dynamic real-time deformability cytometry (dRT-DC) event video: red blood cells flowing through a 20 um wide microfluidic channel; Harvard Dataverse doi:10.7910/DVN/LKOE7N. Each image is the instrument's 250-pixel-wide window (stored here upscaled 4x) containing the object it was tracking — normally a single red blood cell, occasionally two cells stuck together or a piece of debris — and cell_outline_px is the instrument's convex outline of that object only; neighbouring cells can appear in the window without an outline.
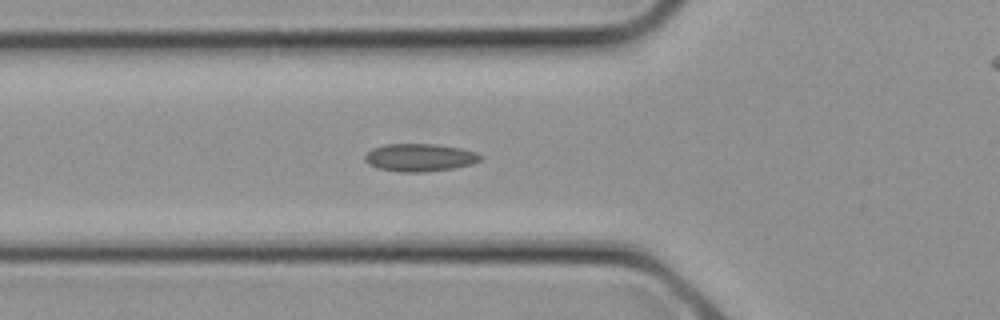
{"species": "common noctule bat (a hibernating species)", "species_latin": "Nyctalus noctula", "temperature_condition": "cold", "stored_images_in_passage": 12, "camera_frame_rate_fps": 3000, "um_per_image_px": 0.085, "animal": {"sex": "female", "body_mass_g": 21.9}, "frame": {"image": 1, "passage_image": 10, "time_ms": 3.0, "image_size_px": [1000, 320], "cell_outline_px": [[484, 156], [480, 160], [472, 164], [452, 168], [424, 172], [400, 172], [380, 168], [368, 164], [364, 160], [364, 156], [372, 148], [384, 144], [436, 144], [460, 148], [476, 152]], "centroid_in_image_um": [35.68, 13.38], "position_along_channel_um": 90.1, "area_um2": 18.67}}
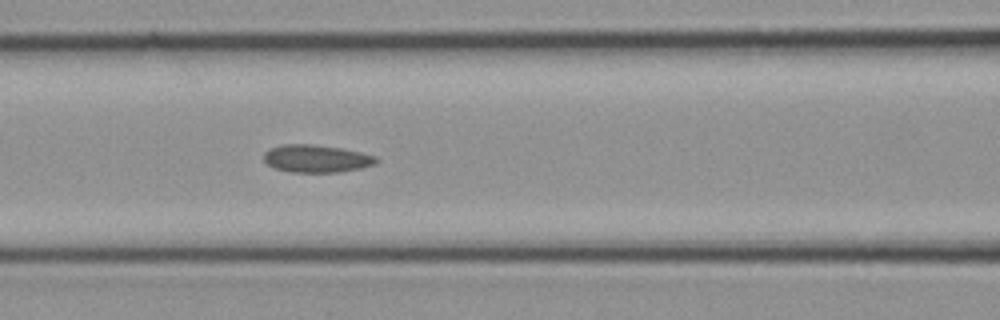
{"frame": {"image": 2, "passage_image": 12, "time_ms": 3.667, "image_size_px": [1000, 320], "cell_outline_px": [[380, 160], [376, 164], [360, 168], [336, 172], [292, 172], [276, 168], [268, 164], [264, 160], [264, 152], [268, 148], [284, 144], [312, 144], [344, 148], [376, 156]], "centroid_in_image_um": [26.91, 13.47], "position_along_channel_um": 139.7, "area_um2": 18.15}}